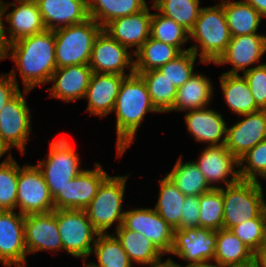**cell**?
<instances>
[{"mask_svg":"<svg viewBox=\"0 0 266 267\" xmlns=\"http://www.w3.org/2000/svg\"><path fill=\"white\" fill-rule=\"evenodd\" d=\"M30 109L21 91L0 110V140L22 155L31 131Z\"/></svg>","mask_w":266,"mask_h":267,"instance_id":"obj_12","label":"cell"},{"mask_svg":"<svg viewBox=\"0 0 266 267\" xmlns=\"http://www.w3.org/2000/svg\"><path fill=\"white\" fill-rule=\"evenodd\" d=\"M7 56L16 63L27 95L35 86L49 82L57 69L54 31L46 29L9 44Z\"/></svg>","mask_w":266,"mask_h":267,"instance_id":"obj_1","label":"cell"},{"mask_svg":"<svg viewBox=\"0 0 266 267\" xmlns=\"http://www.w3.org/2000/svg\"><path fill=\"white\" fill-rule=\"evenodd\" d=\"M199 227L218 231L224 228L222 188H212L199 196Z\"/></svg>","mask_w":266,"mask_h":267,"instance_id":"obj_38","label":"cell"},{"mask_svg":"<svg viewBox=\"0 0 266 267\" xmlns=\"http://www.w3.org/2000/svg\"><path fill=\"white\" fill-rule=\"evenodd\" d=\"M93 72L89 65L81 64L57 68L49 82H55L50 97L69 102L84 98Z\"/></svg>","mask_w":266,"mask_h":267,"instance_id":"obj_21","label":"cell"},{"mask_svg":"<svg viewBox=\"0 0 266 267\" xmlns=\"http://www.w3.org/2000/svg\"><path fill=\"white\" fill-rule=\"evenodd\" d=\"M266 51V36L260 34L240 35L231 37L225 52L215 62L217 65L231 63L233 68L225 72L238 74V71H247L246 67L259 62Z\"/></svg>","mask_w":266,"mask_h":267,"instance_id":"obj_18","label":"cell"},{"mask_svg":"<svg viewBox=\"0 0 266 267\" xmlns=\"http://www.w3.org/2000/svg\"><path fill=\"white\" fill-rule=\"evenodd\" d=\"M231 37L221 2L213 7L201 8L195 26L190 32V39L198 42L200 47L194 45L189 49L197 56L200 48L201 63H215L225 52Z\"/></svg>","mask_w":266,"mask_h":267,"instance_id":"obj_3","label":"cell"},{"mask_svg":"<svg viewBox=\"0 0 266 267\" xmlns=\"http://www.w3.org/2000/svg\"><path fill=\"white\" fill-rule=\"evenodd\" d=\"M264 179H266V177H264ZM266 201L263 200V213L266 215Z\"/></svg>","mask_w":266,"mask_h":267,"instance_id":"obj_53","label":"cell"},{"mask_svg":"<svg viewBox=\"0 0 266 267\" xmlns=\"http://www.w3.org/2000/svg\"><path fill=\"white\" fill-rule=\"evenodd\" d=\"M115 230V237L121 243L131 262L148 265L158 261L164 255L143 234L128 230L123 225Z\"/></svg>","mask_w":266,"mask_h":267,"instance_id":"obj_31","label":"cell"},{"mask_svg":"<svg viewBox=\"0 0 266 267\" xmlns=\"http://www.w3.org/2000/svg\"><path fill=\"white\" fill-rule=\"evenodd\" d=\"M199 3L200 0H154L152 9L173 19L190 33L201 10Z\"/></svg>","mask_w":266,"mask_h":267,"instance_id":"obj_37","label":"cell"},{"mask_svg":"<svg viewBox=\"0 0 266 267\" xmlns=\"http://www.w3.org/2000/svg\"><path fill=\"white\" fill-rule=\"evenodd\" d=\"M150 37L163 43L177 47L181 52L190 49H182L181 46L190 39V33L173 19L162 14H152Z\"/></svg>","mask_w":266,"mask_h":267,"instance_id":"obj_39","label":"cell"},{"mask_svg":"<svg viewBox=\"0 0 266 267\" xmlns=\"http://www.w3.org/2000/svg\"><path fill=\"white\" fill-rule=\"evenodd\" d=\"M245 119L226 128L225 147L239 160L259 142L266 140V110L243 115Z\"/></svg>","mask_w":266,"mask_h":267,"instance_id":"obj_16","label":"cell"},{"mask_svg":"<svg viewBox=\"0 0 266 267\" xmlns=\"http://www.w3.org/2000/svg\"><path fill=\"white\" fill-rule=\"evenodd\" d=\"M126 229L143 234L163 254L170 253L174 241V229L152 208L126 211L123 224Z\"/></svg>","mask_w":266,"mask_h":267,"instance_id":"obj_14","label":"cell"},{"mask_svg":"<svg viewBox=\"0 0 266 267\" xmlns=\"http://www.w3.org/2000/svg\"><path fill=\"white\" fill-rule=\"evenodd\" d=\"M87 3L88 16L103 28L116 18L136 14L147 7L145 0H87Z\"/></svg>","mask_w":266,"mask_h":267,"instance_id":"obj_30","label":"cell"},{"mask_svg":"<svg viewBox=\"0 0 266 267\" xmlns=\"http://www.w3.org/2000/svg\"><path fill=\"white\" fill-rule=\"evenodd\" d=\"M107 177L99 163L95 164V170H82L53 197L54 209L85 210Z\"/></svg>","mask_w":266,"mask_h":267,"instance_id":"obj_10","label":"cell"},{"mask_svg":"<svg viewBox=\"0 0 266 267\" xmlns=\"http://www.w3.org/2000/svg\"><path fill=\"white\" fill-rule=\"evenodd\" d=\"M127 49L102 30L96 37L92 47L89 62L92 72L120 74L123 76L135 73V61H133L131 53H128ZM124 67L130 68L129 74L125 73Z\"/></svg>","mask_w":266,"mask_h":267,"instance_id":"obj_13","label":"cell"},{"mask_svg":"<svg viewBox=\"0 0 266 267\" xmlns=\"http://www.w3.org/2000/svg\"><path fill=\"white\" fill-rule=\"evenodd\" d=\"M102 30L90 17L82 23L53 30L57 68L89 65L93 44Z\"/></svg>","mask_w":266,"mask_h":267,"instance_id":"obj_4","label":"cell"},{"mask_svg":"<svg viewBox=\"0 0 266 267\" xmlns=\"http://www.w3.org/2000/svg\"><path fill=\"white\" fill-rule=\"evenodd\" d=\"M195 163L206 177L211 188H219L213 186L212 183H218L220 180L226 186H231L240 180L239 171H236L233 167L235 164L238 167L239 161L225 145L207 146ZM229 175L232 178L227 180L226 178Z\"/></svg>","mask_w":266,"mask_h":267,"instance_id":"obj_19","label":"cell"},{"mask_svg":"<svg viewBox=\"0 0 266 267\" xmlns=\"http://www.w3.org/2000/svg\"><path fill=\"white\" fill-rule=\"evenodd\" d=\"M199 196H186L182 206L180 225L176 229L199 227Z\"/></svg>","mask_w":266,"mask_h":267,"instance_id":"obj_45","label":"cell"},{"mask_svg":"<svg viewBox=\"0 0 266 267\" xmlns=\"http://www.w3.org/2000/svg\"><path fill=\"white\" fill-rule=\"evenodd\" d=\"M113 111L116 112L117 157L132 145L136 131L148 112H159L151 101L143 78L133 73L120 86Z\"/></svg>","mask_w":266,"mask_h":267,"instance_id":"obj_2","label":"cell"},{"mask_svg":"<svg viewBox=\"0 0 266 267\" xmlns=\"http://www.w3.org/2000/svg\"><path fill=\"white\" fill-rule=\"evenodd\" d=\"M217 231L203 227L174 229V241L169 254L186 260L189 265L214 260Z\"/></svg>","mask_w":266,"mask_h":267,"instance_id":"obj_11","label":"cell"},{"mask_svg":"<svg viewBox=\"0 0 266 267\" xmlns=\"http://www.w3.org/2000/svg\"><path fill=\"white\" fill-rule=\"evenodd\" d=\"M246 267H260V266L257 262H255L254 264H251V265L246 266Z\"/></svg>","mask_w":266,"mask_h":267,"instance_id":"obj_54","label":"cell"},{"mask_svg":"<svg viewBox=\"0 0 266 267\" xmlns=\"http://www.w3.org/2000/svg\"><path fill=\"white\" fill-rule=\"evenodd\" d=\"M10 148L4 144L1 140H0V158L3 156L4 153H6ZM13 159V157L10 155H8L7 159H5V161L0 163V167L6 165L7 163H9L11 160Z\"/></svg>","mask_w":266,"mask_h":267,"instance_id":"obj_51","label":"cell"},{"mask_svg":"<svg viewBox=\"0 0 266 267\" xmlns=\"http://www.w3.org/2000/svg\"><path fill=\"white\" fill-rule=\"evenodd\" d=\"M214 260L221 267H246L256 262V254L228 229L217 231Z\"/></svg>","mask_w":266,"mask_h":267,"instance_id":"obj_26","label":"cell"},{"mask_svg":"<svg viewBox=\"0 0 266 267\" xmlns=\"http://www.w3.org/2000/svg\"><path fill=\"white\" fill-rule=\"evenodd\" d=\"M128 176H108L98 188L97 194L85 208L92 226L100 233L106 234L115 221L119 228L123 224L122 202L125 183Z\"/></svg>","mask_w":266,"mask_h":267,"instance_id":"obj_5","label":"cell"},{"mask_svg":"<svg viewBox=\"0 0 266 267\" xmlns=\"http://www.w3.org/2000/svg\"><path fill=\"white\" fill-rule=\"evenodd\" d=\"M55 210L63 250L74 257L86 260L92 254V246L96 242L94 237L100 233L92 226L85 210Z\"/></svg>","mask_w":266,"mask_h":267,"instance_id":"obj_7","label":"cell"},{"mask_svg":"<svg viewBox=\"0 0 266 267\" xmlns=\"http://www.w3.org/2000/svg\"><path fill=\"white\" fill-rule=\"evenodd\" d=\"M7 7L9 8V6L5 4V2L1 1L0 4V60H3L6 58V54H7V48H8V44H7V40H6V34H5V28H4V24L2 22V17H4V14L7 11Z\"/></svg>","mask_w":266,"mask_h":267,"instance_id":"obj_47","label":"cell"},{"mask_svg":"<svg viewBox=\"0 0 266 267\" xmlns=\"http://www.w3.org/2000/svg\"><path fill=\"white\" fill-rule=\"evenodd\" d=\"M162 260L159 259L158 261L150 263V267H182L180 264L175 263L172 261L171 258H168L165 262H161Z\"/></svg>","mask_w":266,"mask_h":267,"instance_id":"obj_49","label":"cell"},{"mask_svg":"<svg viewBox=\"0 0 266 267\" xmlns=\"http://www.w3.org/2000/svg\"><path fill=\"white\" fill-rule=\"evenodd\" d=\"M222 7L232 37L257 34L263 16L251 5L245 1L224 0Z\"/></svg>","mask_w":266,"mask_h":267,"instance_id":"obj_29","label":"cell"},{"mask_svg":"<svg viewBox=\"0 0 266 267\" xmlns=\"http://www.w3.org/2000/svg\"><path fill=\"white\" fill-rule=\"evenodd\" d=\"M24 216L44 214L54 210L53 197L42 172L35 165L19 166L17 184V208Z\"/></svg>","mask_w":266,"mask_h":267,"instance_id":"obj_9","label":"cell"},{"mask_svg":"<svg viewBox=\"0 0 266 267\" xmlns=\"http://www.w3.org/2000/svg\"><path fill=\"white\" fill-rule=\"evenodd\" d=\"M220 83L226 103L234 113L243 116L261 110L256 105L244 76L223 73Z\"/></svg>","mask_w":266,"mask_h":267,"instance_id":"obj_28","label":"cell"},{"mask_svg":"<svg viewBox=\"0 0 266 267\" xmlns=\"http://www.w3.org/2000/svg\"><path fill=\"white\" fill-rule=\"evenodd\" d=\"M185 267H221L219 264L217 265H212L210 264V261L204 262V263H199V264H193Z\"/></svg>","mask_w":266,"mask_h":267,"instance_id":"obj_52","label":"cell"},{"mask_svg":"<svg viewBox=\"0 0 266 267\" xmlns=\"http://www.w3.org/2000/svg\"><path fill=\"white\" fill-rule=\"evenodd\" d=\"M167 176L185 196H200L212 189L198 165L194 161L182 163L181 157Z\"/></svg>","mask_w":266,"mask_h":267,"instance_id":"obj_33","label":"cell"},{"mask_svg":"<svg viewBox=\"0 0 266 267\" xmlns=\"http://www.w3.org/2000/svg\"><path fill=\"white\" fill-rule=\"evenodd\" d=\"M230 231L257 255L266 243V215L262 212L257 218L236 225Z\"/></svg>","mask_w":266,"mask_h":267,"instance_id":"obj_40","label":"cell"},{"mask_svg":"<svg viewBox=\"0 0 266 267\" xmlns=\"http://www.w3.org/2000/svg\"><path fill=\"white\" fill-rule=\"evenodd\" d=\"M152 13L148 6L132 15L120 17L109 22L103 30L126 48L137 46L135 54L150 37Z\"/></svg>","mask_w":266,"mask_h":267,"instance_id":"obj_20","label":"cell"},{"mask_svg":"<svg viewBox=\"0 0 266 267\" xmlns=\"http://www.w3.org/2000/svg\"><path fill=\"white\" fill-rule=\"evenodd\" d=\"M256 262L260 267H266V243L262 247L261 251L256 255Z\"/></svg>","mask_w":266,"mask_h":267,"instance_id":"obj_50","label":"cell"},{"mask_svg":"<svg viewBox=\"0 0 266 267\" xmlns=\"http://www.w3.org/2000/svg\"><path fill=\"white\" fill-rule=\"evenodd\" d=\"M125 77L120 74L93 73L84 97L88 99L87 111L101 117L110 114Z\"/></svg>","mask_w":266,"mask_h":267,"instance_id":"obj_23","label":"cell"},{"mask_svg":"<svg viewBox=\"0 0 266 267\" xmlns=\"http://www.w3.org/2000/svg\"><path fill=\"white\" fill-rule=\"evenodd\" d=\"M79 164V156L62 136L51 141L48 159L40 161L36 166L42 172L50 194L54 197L68 181L82 171Z\"/></svg>","mask_w":266,"mask_h":267,"instance_id":"obj_8","label":"cell"},{"mask_svg":"<svg viewBox=\"0 0 266 267\" xmlns=\"http://www.w3.org/2000/svg\"><path fill=\"white\" fill-rule=\"evenodd\" d=\"M266 18V0H244Z\"/></svg>","mask_w":266,"mask_h":267,"instance_id":"obj_48","label":"cell"},{"mask_svg":"<svg viewBox=\"0 0 266 267\" xmlns=\"http://www.w3.org/2000/svg\"><path fill=\"white\" fill-rule=\"evenodd\" d=\"M222 188L224 229L257 218L263 212V189L259 181L239 180Z\"/></svg>","mask_w":266,"mask_h":267,"instance_id":"obj_6","label":"cell"},{"mask_svg":"<svg viewBox=\"0 0 266 267\" xmlns=\"http://www.w3.org/2000/svg\"><path fill=\"white\" fill-rule=\"evenodd\" d=\"M212 83L206 76L195 73L177 89L172 111H186L205 108L212 97Z\"/></svg>","mask_w":266,"mask_h":267,"instance_id":"obj_27","label":"cell"},{"mask_svg":"<svg viewBox=\"0 0 266 267\" xmlns=\"http://www.w3.org/2000/svg\"><path fill=\"white\" fill-rule=\"evenodd\" d=\"M97 257L98 264L90 263L93 267H131V260L124 251L115 234H99L94 243L92 253Z\"/></svg>","mask_w":266,"mask_h":267,"instance_id":"obj_36","label":"cell"},{"mask_svg":"<svg viewBox=\"0 0 266 267\" xmlns=\"http://www.w3.org/2000/svg\"><path fill=\"white\" fill-rule=\"evenodd\" d=\"M85 267H93L90 263L86 264Z\"/></svg>","mask_w":266,"mask_h":267,"instance_id":"obj_56","label":"cell"},{"mask_svg":"<svg viewBox=\"0 0 266 267\" xmlns=\"http://www.w3.org/2000/svg\"><path fill=\"white\" fill-rule=\"evenodd\" d=\"M182 52L175 46L151 37L134 54L135 72H146L152 69H158L171 60H174Z\"/></svg>","mask_w":266,"mask_h":267,"instance_id":"obj_32","label":"cell"},{"mask_svg":"<svg viewBox=\"0 0 266 267\" xmlns=\"http://www.w3.org/2000/svg\"><path fill=\"white\" fill-rule=\"evenodd\" d=\"M159 193V199L154 210L166 223L176 229L180 225L182 206L186 196L168 176L160 180Z\"/></svg>","mask_w":266,"mask_h":267,"instance_id":"obj_34","label":"cell"},{"mask_svg":"<svg viewBox=\"0 0 266 267\" xmlns=\"http://www.w3.org/2000/svg\"><path fill=\"white\" fill-rule=\"evenodd\" d=\"M139 74L146 83L151 101L159 112L172 111L176 98L175 86L157 70L146 72H135Z\"/></svg>","mask_w":266,"mask_h":267,"instance_id":"obj_35","label":"cell"},{"mask_svg":"<svg viewBox=\"0 0 266 267\" xmlns=\"http://www.w3.org/2000/svg\"><path fill=\"white\" fill-rule=\"evenodd\" d=\"M256 105L261 110H266V63L247 68L243 73Z\"/></svg>","mask_w":266,"mask_h":267,"instance_id":"obj_44","label":"cell"},{"mask_svg":"<svg viewBox=\"0 0 266 267\" xmlns=\"http://www.w3.org/2000/svg\"><path fill=\"white\" fill-rule=\"evenodd\" d=\"M196 57L191 50L182 52L174 60L160 66L157 70L178 89L195 74L193 65Z\"/></svg>","mask_w":266,"mask_h":267,"instance_id":"obj_41","label":"cell"},{"mask_svg":"<svg viewBox=\"0 0 266 267\" xmlns=\"http://www.w3.org/2000/svg\"><path fill=\"white\" fill-rule=\"evenodd\" d=\"M222 117L217 111L205 107L190 110L185 114V123L197 142L209 143L208 146H220L225 144L227 128Z\"/></svg>","mask_w":266,"mask_h":267,"instance_id":"obj_24","label":"cell"},{"mask_svg":"<svg viewBox=\"0 0 266 267\" xmlns=\"http://www.w3.org/2000/svg\"><path fill=\"white\" fill-rule=\"evenodd\" d=\"M24 232L27 254L63 249L55 209L49 213L26 215Z\"/></svg>","mask_w":266,"mask_h":267,"instance_id":"obj_17","label":"cell"},{"mask_svg":"<svg viewBox=\"0 0 266 267\" xmlns=\"http://www.w3.org/2000/svg\"><path fill=\"white\" fill-rule=\"evenodd\" d=\"M6 4L15 7L12 12L4 16L6 21L11 24V27L8 28L10 38H6L8 45L46 30L35 0L18 2L17 6L14 2Z\"/></svg>","mask_w":266,"mask_h":267,"instance_id":"obj_25","label":"cell"},{"mask_svg":"<svg viewBox=\"0 0 266 267\" xmlns=\"http://www.w3.org/2000/svg\"><path fill=\"white\" fill-rule=\"evenodd\" d=\"M14 70L0 75V110L20 92Z\"/></svg>","mask_w":266,"mask_h":267,"instance_id":"obj_46","label":"cell"},{"mask_svg":"<svg viewBox=\"0 0 266 267\" xmlns=\"http://www.w3.org/2000/svg\"><path fill=\"white\" fill-rule=\"evenodd\" d=\"M24 219L20 212L0 211V261L5 267L26 265Z\"/></svg>","mask_w":266,"mask_h":267,"instance_id":"obj_15","label":"cell"},{"mask_svg":"<svg viewBox=\"0 0 266 267\" xmlns=\"http://www.w3.org/2000/svg\"><path fill=\"white\" fill-rule=\"evenodd\" d=\"M238 161L240 180L258 181L257 176L266 177V140L259 142ZM245 161L247 165L242 166Z\"/></svg>","mask_w":266,"mask_h":267,"instance_id":"obj_43","label":"cell"},{"mask_svg":"<svg viewBox=\"0 0 266 267\" xmlns=\"http://www.w3.org/2000/svg\"><path fill=\"white\" fill-rule=\"evenodd\" d=\"M47 30L82 23L88 16L87 0H35ZM60 24H64L61 25Z\"/></svg>","mask_w":266,"mask_h":267,"instance_id":"obj_22","label":"cell"},{"mask_svg":"<svg viewBox=\"0 0 266 267\" xmlns=\"http://www.w3.org/2000/svg\"><path fill=\"white\" fill-rule=\"evenodd\" d=\"M19 164L12 159L0 167V211L17 208Z\"/></svg>","mask_w":266,"mask_h":267,"instance_id":"obj_42","label":"cell"},{"mask_svg":"<svg viewBox=\"0 0 266 267\" xmlns=\"http://www.w3.org/2000/svg\"><path fill=\"white\" fill-rule=\"evenodd\" d=\"M16 2H23V1H33V0H15ZM0 4H1V0H0Z\"/></svg>","mask_w":266,"mask_h":267,"instance_id":"obj_55","label":"cell"}]
</instances>
